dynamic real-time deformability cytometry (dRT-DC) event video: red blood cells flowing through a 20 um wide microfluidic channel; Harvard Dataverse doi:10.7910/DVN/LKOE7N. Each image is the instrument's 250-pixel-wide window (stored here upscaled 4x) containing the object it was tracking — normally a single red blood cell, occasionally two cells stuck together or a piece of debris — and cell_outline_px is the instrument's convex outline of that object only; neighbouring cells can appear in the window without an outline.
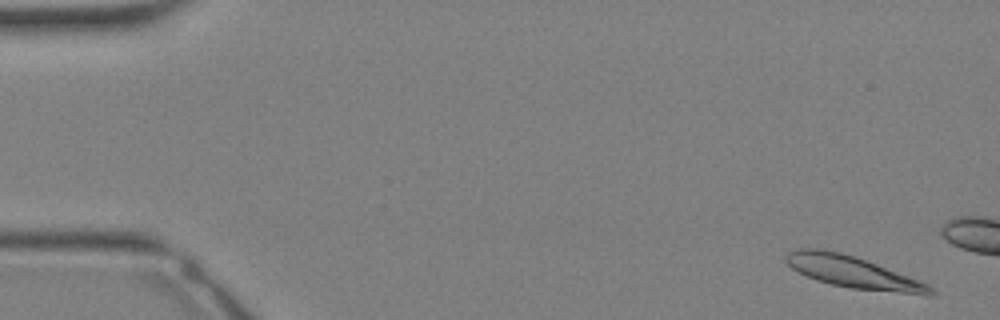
{"species": "Egyptian fruit bat (a non-hibernating species)", "species_latin": "Rousettus aegyptiacus", "temperature_condition": "warm", "stored_images_in_passage": 9, "camera_frame_rate_fps": 3000, "um_per_image_px": 0.085, "animal": {"sex": "female"}, "frame": {"image": 1, "passage_image": 2, "time_ms": 0.333, "image_size_px": [1000, 320], "cell_outline_px": [[936, 292], [932, 296], [928, 296], [852, 288], [832, 284], [816, 280], [792, 268], [784, 260], [784, 256], [788, 252], [796, 248], [824, 248], [840, 252], [876, 264], [928, 284]], "centroid_in_image_um": [72.48, 23.13], "position_along_channel_um": 12.5, "area_um2": 26.53}}